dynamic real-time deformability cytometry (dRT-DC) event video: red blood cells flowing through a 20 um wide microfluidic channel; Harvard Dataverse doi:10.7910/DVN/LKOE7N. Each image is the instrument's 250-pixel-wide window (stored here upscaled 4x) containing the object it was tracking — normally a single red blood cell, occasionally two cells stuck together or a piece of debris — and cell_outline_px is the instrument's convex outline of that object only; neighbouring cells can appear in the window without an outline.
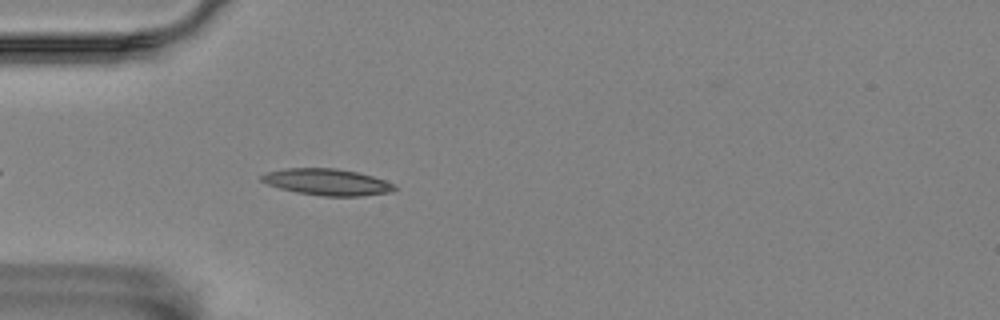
{"species": "Egyptian fruit bat (a non-hibernating species)", "species_latin": "Rousettus aegyptiacus", "temperature_condition": "room temperature", "stored_images_in_passage": 43, "camera_frame_rate_fps": 3000, "um_per_image_px": 0.085, "animal": {"sex": "female"}, "frame": {"image": 1, "passage_image": 5, "time_ms": 1.333, "image_size_px": [1000, 320], "cell_outline_px": [[396, 188], [392, 192], [360, 196], [324, 196], [296, 192], [280, 188], [268, 184], [260, 180], [260, 176], [268, 172], [288, 168], [336, 168], [356, 172], [372, 176], [396, 184]], "centroid_in_image_um": [27.83, 15.47], "position_along_channel_um": 57.2, "area_um2": 20.4}}
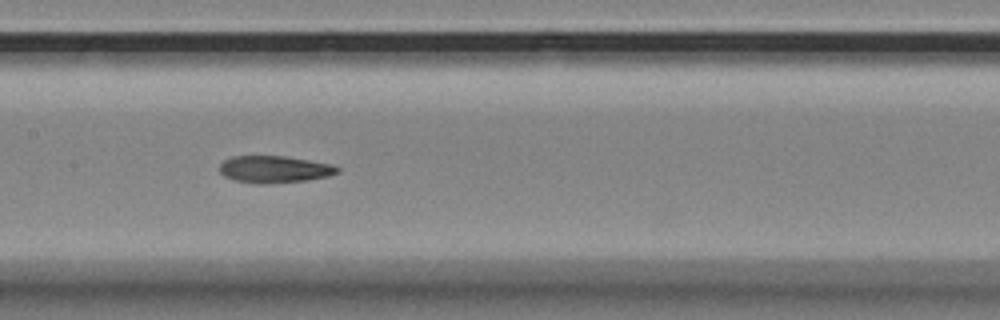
{"frame": {"image": 2, "passage_image": 16, "time_ms": 5.0, "image_size_px": [1000, 320], "cell_outline_px": [[340, 172], [328, 176], [308, 180], [268, 184], [256, 184], [236, 180], [224, 176], [220, 172], [220, 164], [224, 160], [232, 156], [284, 156], [332, 164], [340, 168]], "centroid_in_image_um": [23.34, 14.39], "position_along_channel_um": 184.1, "area_um2": 18.61}}
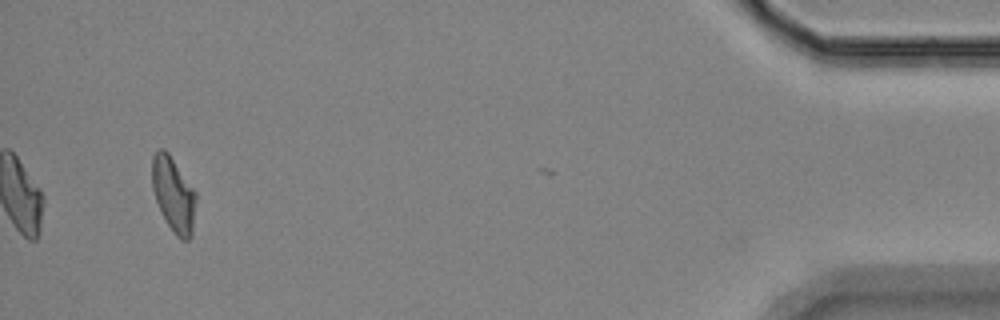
{"frame": {"image": 3, "passage_image": 42, "time_ms": 13.667, "image_size_px": [1000, 320], "cell_outline_px": [[196, 200], [192, 236], [188, 240], [180, 240], [172, 232], [156, 200], [152, 188], [152, 156], [160, 148], [164, 148], [168, 152], [196, 192]], "centroid_in_image_um": [14.76, 16.54], "position_along_channel_um": 420.4, "area_um2": 19.07}, "authors_computed_cell_mechanics": {"area_um2": 18.9584, "velocity_mm_per_s": 3.5688, "shape_relaxation_time_tau1_ms": null, "shape_relaxation_time_tau2_ms": 4.7612, "deformation_change_tau1": null, "deformation_change_tau2": 0.1294}}